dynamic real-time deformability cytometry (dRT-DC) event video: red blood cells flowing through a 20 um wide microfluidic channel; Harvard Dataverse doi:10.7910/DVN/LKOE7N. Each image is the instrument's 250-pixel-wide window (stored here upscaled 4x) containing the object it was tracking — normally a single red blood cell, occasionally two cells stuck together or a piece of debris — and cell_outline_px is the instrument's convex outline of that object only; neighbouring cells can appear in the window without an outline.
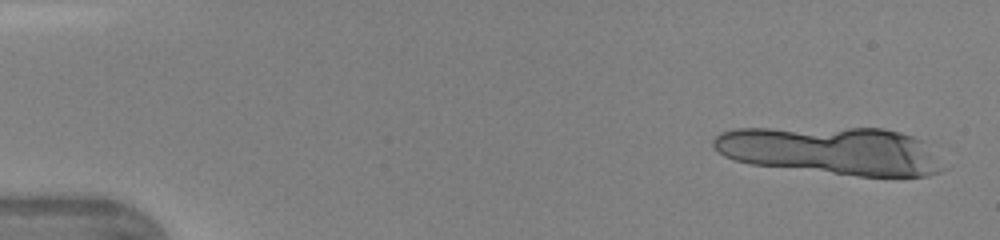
{"species": "human", "species_latin": "Homo sapiens", "temperature_condition": "warm", "stored_images_in_passage": 12, "camera_frame_rate_fps": 3000, "um_per_image_px": 0.085, "donor": {"sex": "female"}, "frame": {"image": 1, "passage_image": 2, "time_ms": 0.333, "image_size_px": [1000, 240], "cell_outline_px": [[948, 168], [940, 172], [928, 176], [860, 176], [752, 164], [736, 160], [724, 156], [712, 144], [712, 140], [720, 132], [736, 128], [884, 128], [900, 132], [924, 140]], "centroid_in_image_um": [70.74, 12.8], "position_along_channel_um": 14.3, "area_um2": 64.39}}